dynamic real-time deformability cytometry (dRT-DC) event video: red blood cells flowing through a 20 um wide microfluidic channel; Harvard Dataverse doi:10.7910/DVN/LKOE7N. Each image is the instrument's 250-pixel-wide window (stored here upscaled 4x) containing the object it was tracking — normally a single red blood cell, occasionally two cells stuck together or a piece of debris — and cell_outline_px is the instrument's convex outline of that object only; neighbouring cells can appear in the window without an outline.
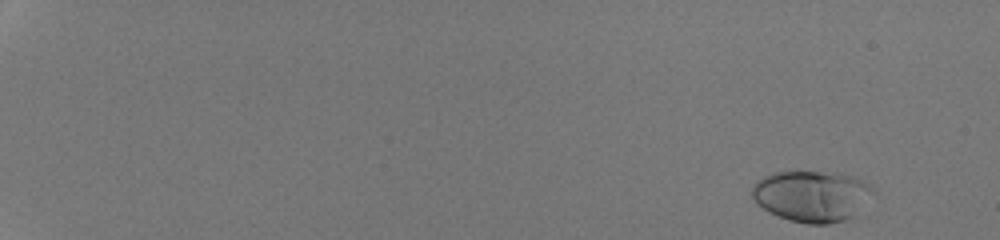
{"species": "human", "species_latin": "Homo sapiens", "temperature_condition": "room temperature", "stored_images_in_passage": 50, "camera_frame_rate_fps": 3000, "um_per_image_px": 0.085, "donor": {"sex": "male"}, "frame": {"image": 1, "passage_image": 2, "time_ms": 0.333, "image_size_px": [1000, 240], "cell_outline_px": [[868, 188], [848, 216], [844, 220], [828, 224], [808, 224], [792, 220], [780, 216], [756, 204], [752, 196], [752, 184], [764, 176], [772, 172], [836, 172], [852, 176], [868, 184]], "centroid_in_image_um": [68.79, 16.63], "position_along_channel_um": 16.2, "area_um2": 34.16}}
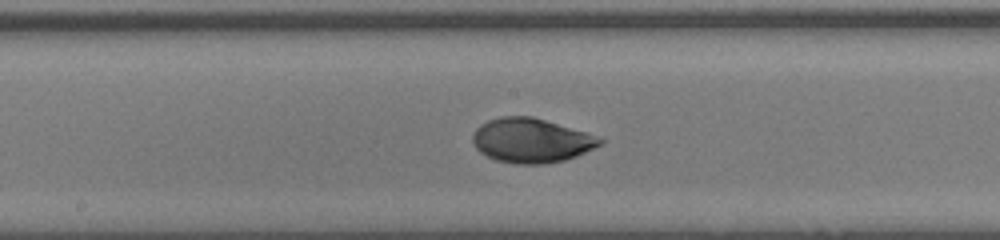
{"frame": {"image": 2, "passage_image": 30, "time_ms": 9.667, "image_size_px": [1000, 240], "cell_outline_px": [[604, 140], [600, 144], [576, 156], [564, 160], [544, 164], [516, 164], [496, 160], [480, 152], [476, 148], [472, 140], [472, 136], [476, 128], [480, 124], [488, 120], [500, 116], [532, 116], [584, 132]], "centroid_in_image_um": [45.09, 11.94], "position_along_channel_um": 203.1, "area_um2": 32.54}}
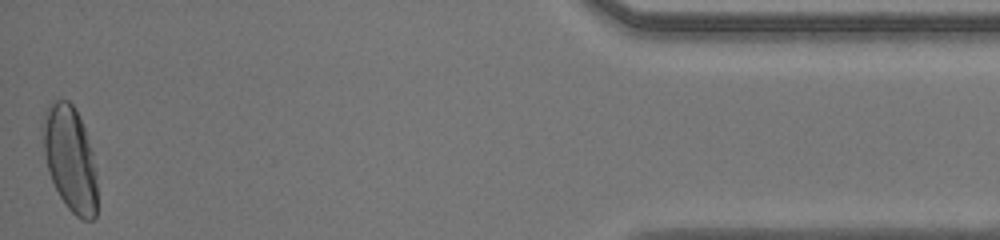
{"frame": {"image": 3, "passage_image": 50, "time_ms": 16.333, "image_size_px": [1000, 240], "cell_outline_px": [[96, 216], [92, 220], [84, 220], [76, 216], [68, 208], [60, 196], [48, 172], [44, 152], [40, 124], [48, 104], [52, 100], [68, 100], [76, 108], [80, 116], [92, 152], [96, 168]], "centroid_in_image_um": [5.93, 13.44], "position_along_channel_um": 429.3, "area_um2": 33.58}, "authors_computed_cell_mechanics": {"area_um2": 32.3102, "velocity_mm_per_s": 4.2854, "shape_relaxation_time_tau1_ms": 3.2191, "shape_relaxation_time_tau2_ms": null, "deformation_change_tau1": 0.1764, "deformation_change_tau2": null}}